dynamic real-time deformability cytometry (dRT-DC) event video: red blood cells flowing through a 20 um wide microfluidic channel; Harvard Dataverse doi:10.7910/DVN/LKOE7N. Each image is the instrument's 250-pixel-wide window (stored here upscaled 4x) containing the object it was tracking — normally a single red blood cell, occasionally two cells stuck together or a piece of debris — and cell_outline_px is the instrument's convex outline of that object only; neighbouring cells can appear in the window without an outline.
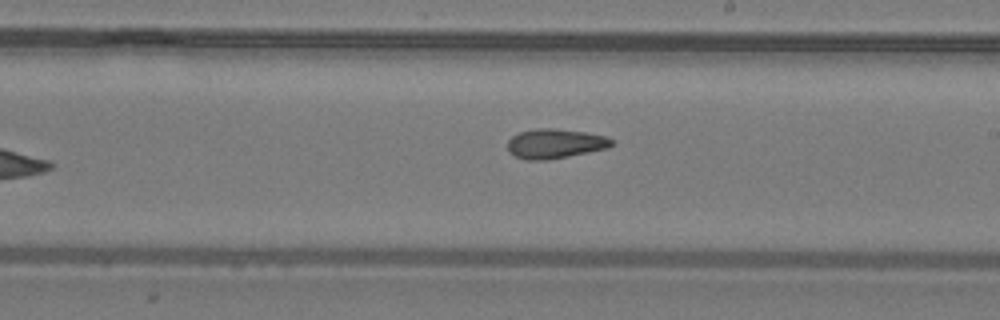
{"species": "common noctule bat (a hibernating species)", "species_latin": "Nyctalus noctula", "temperature_condition": "warm", "stored_images_in_passage": 13, "camera_frame_rate_fps": 3000, "um_per_image_px": 0.085, "animal": {"sex": "male", "body_mass_g": 19.2, "forearm_length_mm": 51.8}, "frame": {"image": 1, "passage_image": 11, "time_ms": 3.333, "image_size_px": [1000, 320], "cell_outline_px": [[612, 144], [608, 148], [544, 160], [528, 160], [516, 156], [508, 152], [508, 140], [512, 136], [520, 132], [536, 128], [556, 128], [584, 132], [608, 136], [612, 140]], "centroid_in_image_um": [47.16, 12.19], "position_along_channel_um": 241.8, "area_um2": 17.74}}